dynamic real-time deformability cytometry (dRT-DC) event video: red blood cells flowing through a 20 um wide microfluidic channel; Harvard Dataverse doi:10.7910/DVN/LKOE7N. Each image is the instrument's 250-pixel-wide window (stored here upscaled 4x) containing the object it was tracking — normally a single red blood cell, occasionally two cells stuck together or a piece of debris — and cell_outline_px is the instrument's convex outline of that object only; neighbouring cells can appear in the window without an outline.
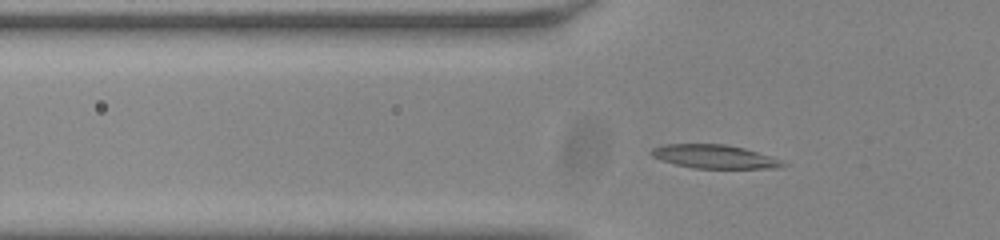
{"species": "common noctule bat (a hibernating species)", "species_latin": "Nyctalus noctula", "temperature_condition": "room temperature", "stored_images_in_passage": 44, "camera_frame_rate_fps": 3000, "um_per_image_px": 0.085, "animal": {"sex": "male", "body_mass_g": 20.0, "forearm_length_mm": 53.3}, "frame": {"image": 1, "passage_image": 7, "time_ms": 2.0, "image_size_px": [1000, 240], "cell_outline_px": [[788, 164], [784, 168], [696, 168], [676, 164], [660, 160], [652, 156], [648, 152], [652, 148], [664, 144], [724, 144], [744, 148], [780, 160]], "centroid_in_image_um": [60.7, 13.31], "position_along_channel_um": 65.1, "area_um2": 17.98}}
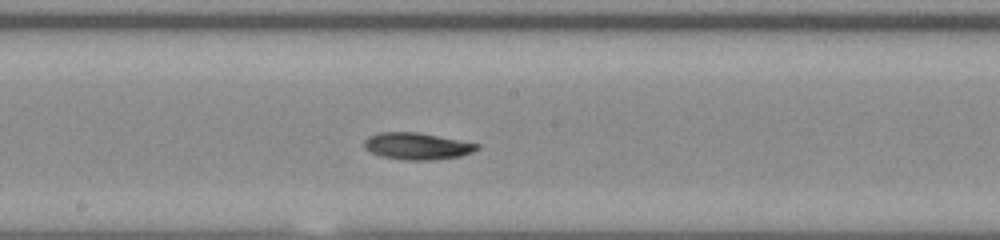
{"frame": {"image": 2, "passage_image": 19, "time_ms": 6.0, "image_size_px": [1000, 240], "cell_outline_px": [[480, 148], [472, 152], [460, 156], [436, 160], [404, 160], [380, 156], [364, 148], [364, 140], [368, 136], [380, 132], [416, 132], [460, 140], [480, 144]], "centroid_in_image_um": [35.45, 12.42], "position_along_channel_um": 212.7, "area_um2": 17.69}}
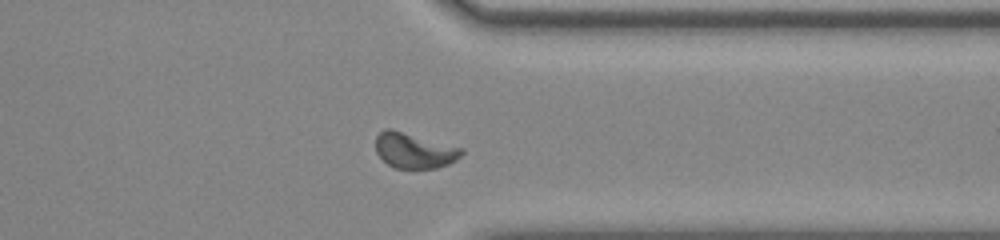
{"frame": {"image": 3, "passage_image": 32, "time_ms": 10.333, "image_size_px": [1000, 240], "cell_outline_px": [[464, 152], [456, 160], [448, 164], [436, 168], [392, 168], [376, 152], [376, 136], [384, 128], [392, 128], [464, 148]], "centroid_in_image_um": [35.21, 12.78], "position_along_channel_um": 376.2, "area_um2": 17.86}, "authors_computed_cell_mechanics": {"area_um2": 17.629, "velocity_mm_per_s": 3.7997, "shape_relaxation_time_tau1_ms": 5.9805, "shape_relaxation_time_tau2_ms": null, "deformation_change_tau1": 0.1686, "deformation_change_tau2": null}}